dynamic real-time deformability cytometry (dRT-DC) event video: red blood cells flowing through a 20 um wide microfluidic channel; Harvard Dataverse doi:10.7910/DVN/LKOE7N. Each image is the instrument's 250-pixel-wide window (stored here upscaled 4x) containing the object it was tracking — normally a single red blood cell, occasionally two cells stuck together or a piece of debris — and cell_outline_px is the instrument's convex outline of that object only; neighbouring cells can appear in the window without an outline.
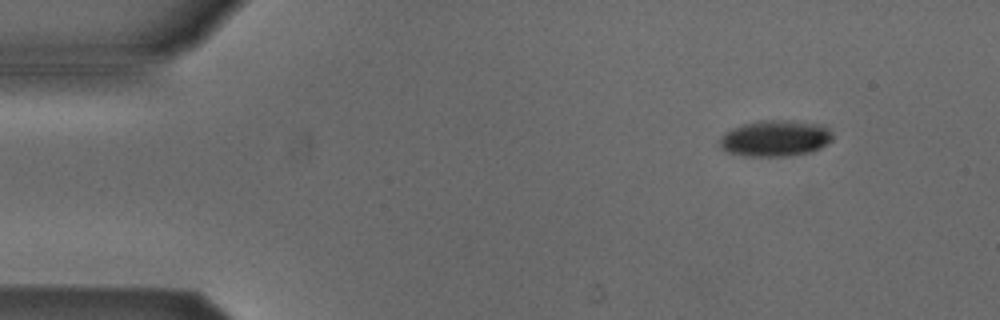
{"species": "Egyptian fruit bat (a non-hibernating species)", "species_latin": "Rousettus aegyptiacus", "temperature_condition": "cold", "stored_images_in_passage": 6, "camera_frame_rate_fps": 3000, "um_per_image_px": 0.085, "animal": {"sex": "male"}, "frame": {"image": 1, "passage_image": 2, "time_ms": 1.0, "image_size_px": [1000, 320], "cell_outline_px": [[832, 140], [820, 148], [812, 152], [788, 156], [744, 156], [724, 152], [720, 148], [720, 140], [724, 132], [732, 128], [744, 124], [768, 120], [776, 120], [820, 124], [828, 128], [832, 132]], "centroid_in_image_um": [65.88, 11.78], "position_along_channel_um": 19.1, "area_um2": 23.76}}
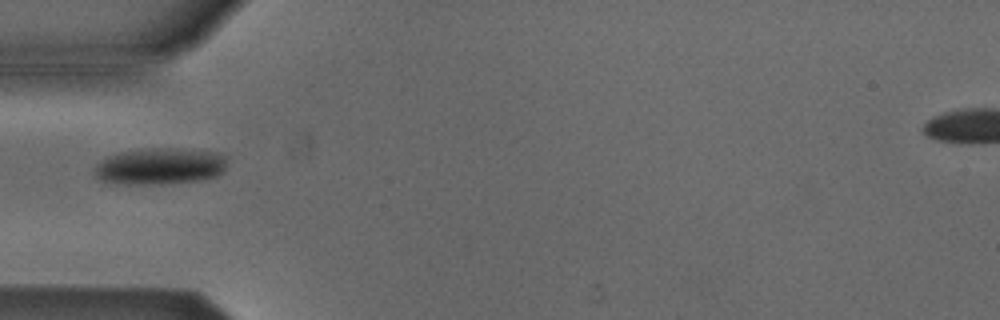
{"frame": {"image": 2, "passage_image": 5, "time_ms": 4.667, "image_size_px": [1000, 320], "cell_outline_px": [[228, 156], [224, 172], [216, 176], [196, 180], [160, 184], [116, 184], [100, 180], [92, 172], [92, 168], [96, 164], [108, 156], [120, 152], [144, 148], [180, 148], [220, 152]], "centroid_in_image_um": [13.59, 14.12], "position_along_channel_um": 71.4, "area_um2": 28.78}}
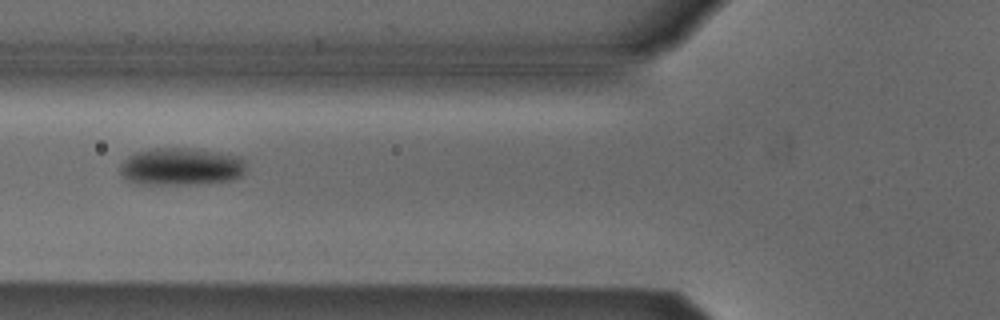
{"frame": {"image": 3, "passage_image": 6, "time_ms": 5.667, "image_size_px": [1000, 320], "cell_outline_px": [[244, 172], [240, 176], [232, 180], [200, 184], [136, 184], [128, 180], [120, 172], [120, 164], [128, 156], [136, 152], [152, 148], [188, 148], [216, 152], [240, 156], [244, 160]], "centroid_in_image_um": [15.38, 14.17], "position_along_channel_um": 110.4, "area_um2": 27.57}}